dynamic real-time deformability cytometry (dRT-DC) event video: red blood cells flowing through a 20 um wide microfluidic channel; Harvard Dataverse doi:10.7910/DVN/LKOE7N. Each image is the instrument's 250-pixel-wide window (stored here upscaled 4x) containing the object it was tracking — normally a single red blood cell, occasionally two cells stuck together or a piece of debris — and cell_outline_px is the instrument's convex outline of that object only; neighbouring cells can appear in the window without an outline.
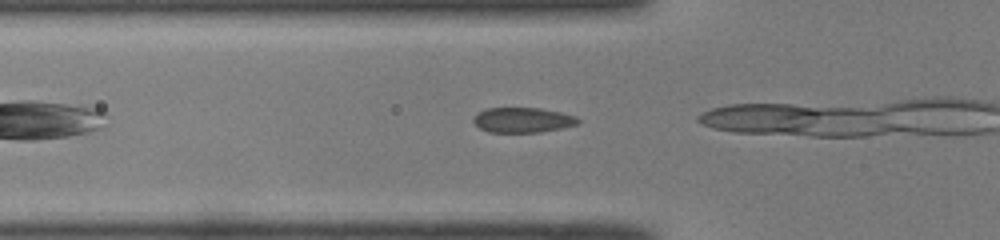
{"species": "common noctule bat (a hibernating species)", "species_latin": "Nyctalus noctula", "temperature_condition": "room temperature", "stored_images_in_passage": 6, "camera_frame_rate_fps": 3000, "um_per_image_px": 0.085, "animal": {"sex": "male", "body_mass_g": 19.0, "forearm_length_mm": 50.8}, "frame": {"image": 1, "passage_image": 2, "time_ms": 0.333, "image_size_px": [1000, 240], "cell_outline_px": [[580, 120], [576, 124], [560, 128], [540, 132], [488, 132], [480, 128], [472, 120], [480, 112], [488, 108], [540, 108], [560, 112], [576, 116]], "centroid_in_image_um": [44.44, 10.2], "position_along_channel_um": 81.4, "area_um2": 15.03}}